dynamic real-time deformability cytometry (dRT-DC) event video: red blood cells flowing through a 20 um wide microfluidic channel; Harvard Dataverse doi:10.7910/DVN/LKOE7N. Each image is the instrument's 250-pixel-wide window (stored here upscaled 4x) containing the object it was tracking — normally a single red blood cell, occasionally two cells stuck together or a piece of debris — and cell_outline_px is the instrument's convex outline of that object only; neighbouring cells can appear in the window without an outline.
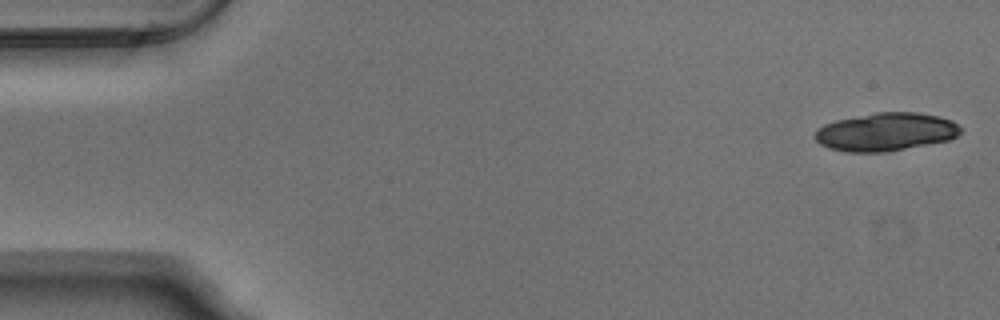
{"species": "Egyptian fruit bat (a non-hibernating species)", "species_latin": "Rousettus aegyptiacus", "temperature_condition": "warm", "stored_images_in_passage": 17, "camera_frame_rate_fps": 3000, "um_per_image_px": 0.085, "animal": {"sex": "male"}, "frame": {"image": 1, "passage_image": 1, "time_ms": 0.0, "image_size_px": [1000, 320], "cell_outline_px": [[964, 128], [956, 136], [948, 140], [884, 152], [848, 152], [828, 148], [820, 144], [812, 136], [816, 128], [824, 124], [836, 120], [876, 112], [916, 112], [940, 116], [952, 120]], "centroid_in_image_um": [75.27, 11.2], "position_along_channel_um": 9.7, "area_um2": 32.54}}